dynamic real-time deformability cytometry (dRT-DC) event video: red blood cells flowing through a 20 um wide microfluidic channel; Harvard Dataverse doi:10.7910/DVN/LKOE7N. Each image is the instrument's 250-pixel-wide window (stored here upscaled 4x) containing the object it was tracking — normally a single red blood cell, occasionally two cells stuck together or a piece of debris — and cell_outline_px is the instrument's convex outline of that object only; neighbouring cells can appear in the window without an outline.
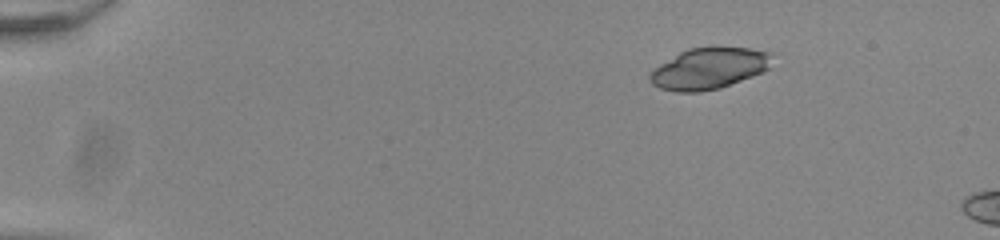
{"species": "common noctule bat (a hibernating species)", "species_latin": "Nyctalus noctula", "temperature_condition": "room temperature", "stored_images_in_passage": 46, "camera_frame_rate_fps": 3000, "um_per_image_px": 0.085, "animal": {"sex": "male", "body_mass_g": 20.0, "forearm_length_mm": 53.3}, "frame": {"image": 1, "passage_image": 1, "time_ms": 0.0, "image_size_px": [1000, 240], "cell_outline_px": [[776, 52], [768, 68], [764, 72], [720, 88], [700, 92], [676, 92], [660, 88], [652, 84], [648, 80], [648, 76], [660, 64], [680, 52], [688, 48], [748, 48]], "centroid_in_image_um": [60.3, 5.83], "position_along_channel_um": 24.7, "area_um2": 29.36}}